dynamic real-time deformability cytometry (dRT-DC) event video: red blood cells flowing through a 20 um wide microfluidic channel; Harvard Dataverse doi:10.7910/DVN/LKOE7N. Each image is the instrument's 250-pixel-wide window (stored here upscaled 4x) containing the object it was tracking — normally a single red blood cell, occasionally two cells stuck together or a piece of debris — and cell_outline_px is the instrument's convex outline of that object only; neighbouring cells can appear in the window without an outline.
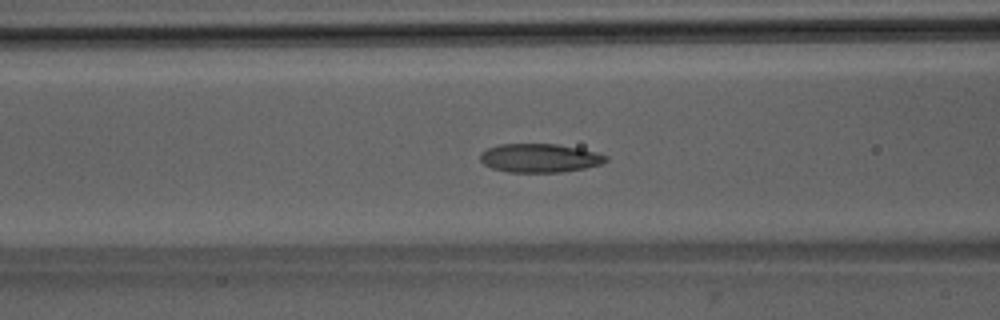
{"species": "Egyptian fruit bat (a non-hibernating species)", "species_latin": "Rousettus aegyptiacus", "temperature_condition": "room temperature", "stored_images_in_passage": 50, "camera_frame_rate_fps": 3000, "um_per_image_px": 0.085, "animal": {"sex": "male"}, "frame": {"image": 1, "passage_image": 20, "time_ms": 6.333, "image_size_px": [1000, 320], "cell_outline_px": [[608, 160], [600, 164], [584, 168], [560, 172], [508, 172], [492, 168], [484, 164], [480, 160], [480, 152], [488, 148], [500, 144], [556, 144], [580, 148], [596, 152], [608, 156]], "centroid_in_image_um": [45.86, 13.43], "position_along_channel_um": 120.7, "area_um2": 20.98}}
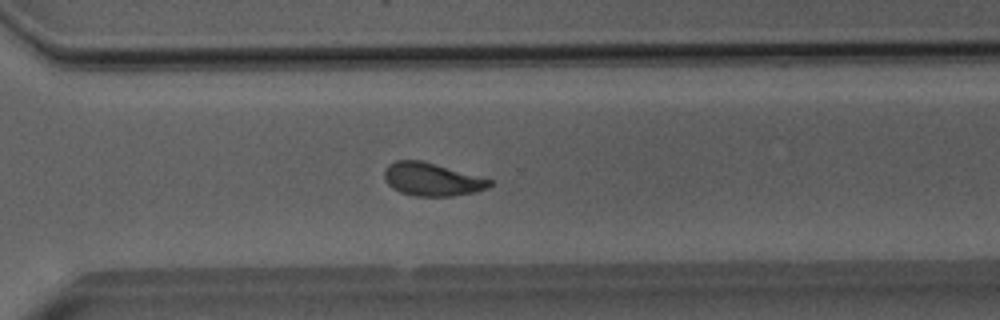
{"frame": {"image": 2, "passage_image": 36, "time_ms": 11.667, "image_size_px": [1000, 320], "cell_outline_px": [[492, 184], [488, 188], [472, 192], [452, 196], [416, 196], [400, 192], [392, 188], [388, 184], [384, 176], [384, 168], [388, 164], [396, 160], [420, 160], [492, 180]], "centroid_in_image_um": [36.66, 15.25], "position_along_channel_um": 333.9, "area_um2": 20.0}}
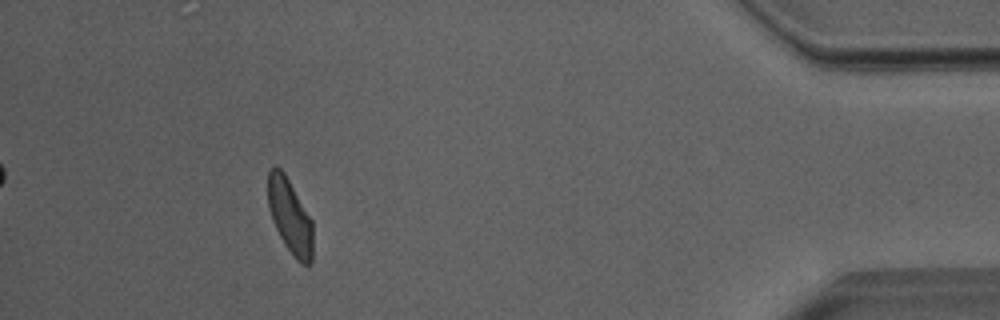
{"frame": {"image": 3, "passage_image": 46, "time_ms": 15.0, "image_size_px": [1000, 320], "cell_outline_px": [[312, 264], [300, 264], [292, 256], [284, 244], [272, 220], [268, 208], [268, 172], [272, 168], [280, 168], [284, 172], [312, 220]], "centroid_in_image_um": [24.65, 18.43], "position_along_channel_um": 410.6, "area_um2": 19.48}, "authors_computed_cell_mechanics": {"area_um2": 20.8369, "velocity_mm_per_s": 4.0113, "shape_relaxation_time_tau1_ms": 4.1273, "shape_relaxation_time_tau2_ms": 1.7046, "deformation_change_tau1": 0.1223, "deformation_change_tau2": 0.0876}}